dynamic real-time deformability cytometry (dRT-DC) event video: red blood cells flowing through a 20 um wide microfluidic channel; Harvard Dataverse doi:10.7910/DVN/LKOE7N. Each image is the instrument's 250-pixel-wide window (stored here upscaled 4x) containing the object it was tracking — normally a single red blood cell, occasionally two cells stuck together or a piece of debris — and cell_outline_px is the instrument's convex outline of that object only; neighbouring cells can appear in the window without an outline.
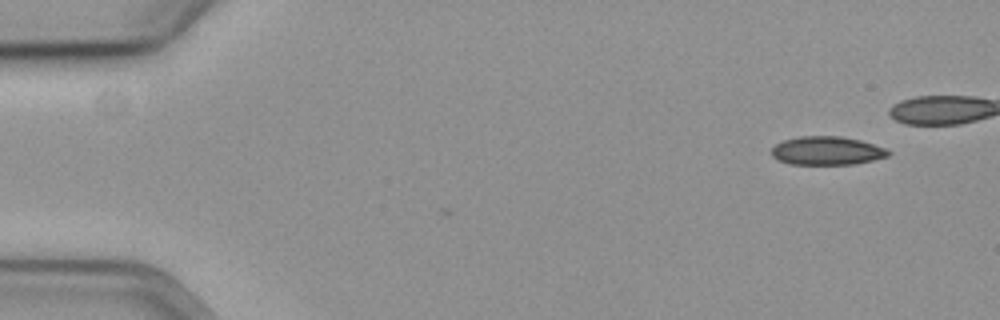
{"species": "common noctule bat (a hibernating species)", "species_latin": "Nyctalus noctula", "temperature_condition": "cold", "stored_images_in_passage": 4, "camera_frame_rate_fps": 3000, "um_per_image_px": 0.085, "animal": {"sex": "female", "body_mass_g": 19.3, "forearm_length_mm": 54.1}, "frame": {"image": 1, "passage_image": 1, "time_ms": 0.0, "image_size_px": [1000, 320], "cell_outline_px": [[892, 152], [888, 156], [856, 164], [788, 164], [772, 156], [772, 148], [776, 144], [784, 140], [800, 136], [840, 136], [860, 140], [884, 148]], "centroid_in_image_um": [70.29, 12.81], "position_along_channel_um": 14.7, "area_um2": 19.25}}